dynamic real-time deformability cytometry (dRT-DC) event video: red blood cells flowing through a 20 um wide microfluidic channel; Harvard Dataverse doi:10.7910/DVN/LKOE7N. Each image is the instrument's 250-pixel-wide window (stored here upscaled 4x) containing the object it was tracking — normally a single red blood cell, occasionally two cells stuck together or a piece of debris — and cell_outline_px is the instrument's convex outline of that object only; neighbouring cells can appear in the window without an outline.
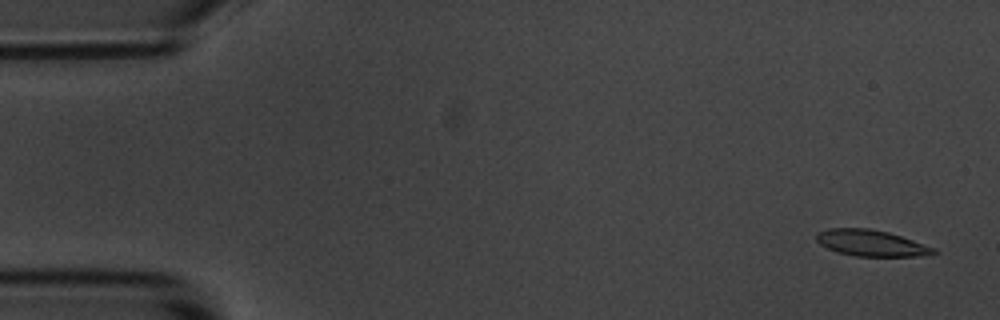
{"species": "common noctule bat (a hibernating species)", "species_latin": "Nyctalus noctula", "temperature_condition": "room temperature", "stored_images_in_passage": 19, "camera_frame_rate_fps": 3000, "um_per_image_px": 0.085, "animal": {"sex": "male", "body_mass_g": 20.1, "forearm_length_mm": 53.5}, "frame": {"image": 1, "passage_image": 2, "time_ms": 0.333, "image_size_px": [1000, 320], "cell_outline_px": [[940, 252], [920, 256], [856, 256], [836, 252], [820, 244], [816, 240], [816, 232], [828, 228], [868, 228], [888, 232], [936, 248]], "centroid_in_image_um": [74.03, 20.66], "position_along_channel_um": 11.0, "area_um2": 17.92}}
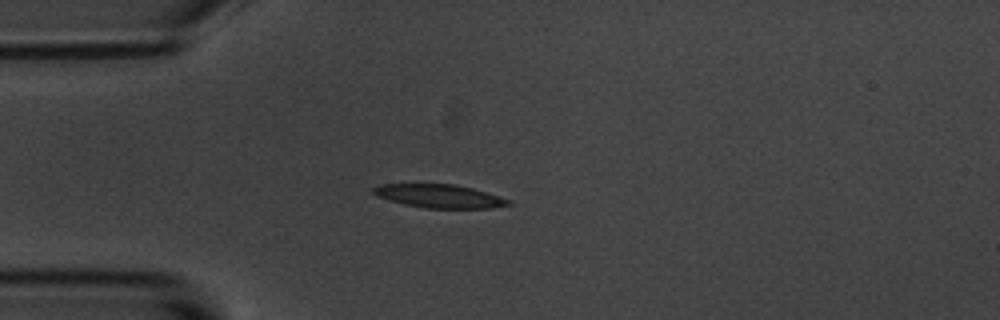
{"frame": {"image": 2, "passage_image": 14, "time_ms": 4.333, "image_size_px": [1000, 320], "cell_outline_px": [[512, 204], [492, 208], [424, 208], [404, 204], [376, 196], [372, 192], [372, 188], [380, 184], [456, 184], [472, 188], [512, 200]], "centroid_in_image_um": [37.35, 16.67], "position_along_channel_um": 47.7, "area_um2": 18.44}}